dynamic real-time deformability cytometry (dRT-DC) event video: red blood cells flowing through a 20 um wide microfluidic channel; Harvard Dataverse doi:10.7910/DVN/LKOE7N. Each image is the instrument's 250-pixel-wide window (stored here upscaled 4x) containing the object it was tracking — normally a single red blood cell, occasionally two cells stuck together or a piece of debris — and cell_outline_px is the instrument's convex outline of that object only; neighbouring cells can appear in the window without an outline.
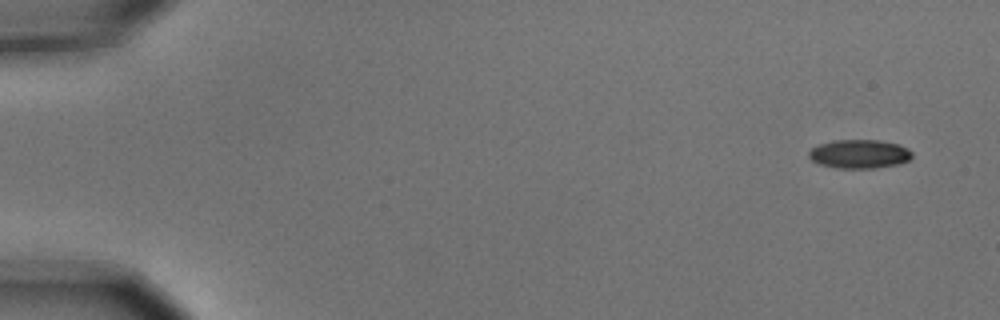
{"species": "common noctule bat (a hibernating species)", "species_latin": "Nyctalus noctula", "temperature_condition": "cold", "stored_images_in_passage": 4, "camera_frame_rate_fps": 3000, "um_per_image_px": 0.085, "animal": {"sex": "male", "body_mass_g": 15.6}, "frame": {"image": 1, "passage_image": 1, "time_ms": 0.0, "image_size_px": [1000, 320], "cell_outline_px": [[912, 156], [908, 160], [900, 164], [876, 168], [840, 168], [820, 164], [812, 160], [808, 156], [808, 152], [812, 148], [820, 144], [832, 140], [880, 140], [900, 144], [908, 148], [912, 152]], "centroid_in_image_um": [73.08, 13.08], "position_along_channel_um": 11.9, "area_um2": 17.4}}